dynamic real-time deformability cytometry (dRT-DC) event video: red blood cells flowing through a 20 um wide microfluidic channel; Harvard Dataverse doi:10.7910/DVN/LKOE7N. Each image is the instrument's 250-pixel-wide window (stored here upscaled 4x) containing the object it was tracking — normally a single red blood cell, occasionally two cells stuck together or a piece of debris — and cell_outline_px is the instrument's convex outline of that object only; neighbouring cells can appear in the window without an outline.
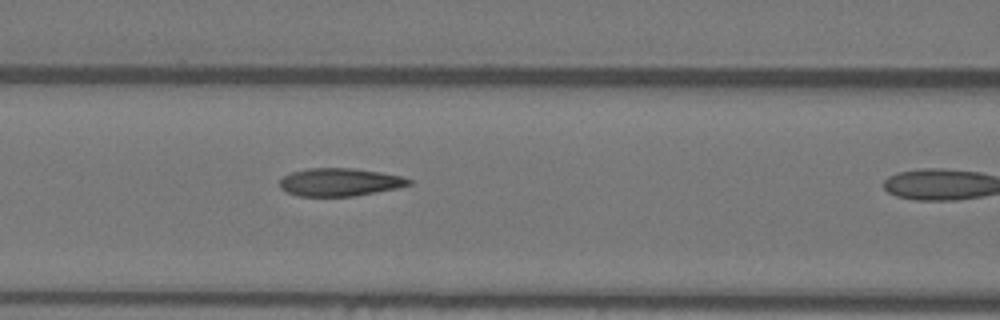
{"species": "Egyptian fruit bat (a non-hibernating species)", "species_latin": "Rousettus aegyptiacus", "temperature_condition": "warm", "stored_images_in_passage": 10, "camera_frame_rate_fps": 3000, "um_per_image_px": 0.085, "animal": {"sex": "female"}, "frame": {"image": 1, "passage_image": 9, "time_ms": 2.667, "image_size_px": [1000, 320], "cell_outline_px": [[412, 184], [396, 188], [352, 196], [300, 196], [288, 192], [280, 188], [280, 180], [284, 176], [292, 172], [308, 168], [352, 168], [380, 172], [400, 176], [412, 180]], "centroid_in_image_um": [28.87, 15.47], "position_along_channel_um": 137.7, "area_um2": 20.75}}